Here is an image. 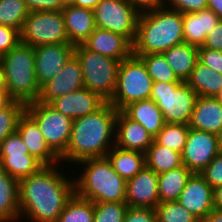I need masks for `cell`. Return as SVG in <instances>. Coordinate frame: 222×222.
I'll return each mask as SVG.
<instances>
[{"mask_svg": "<svg viewBox=\"0 0 222 222\" xmlns=\"http://www.w3.org/2000/svg\"><path fill=\"white\" fill-rule=\"evenodd\" d=\"M61 165L43 166L19 180L20 222H56L75 193V173L64 174L68 171H63L65 166Z\"/></svg>", "mask_w": 222, "mask_h": 222, "instance_id": "6da1fadb", "label": "cell"}, {"mask_svg": "<svg viewBox=\"0 0 222 222\" xmlns=\"http://www.w3.org/2000/svg\"><path fill=\"white\" fill-rule=\"evenodd\" d=\"M118 110L109 102L92 114L72 121L70 140L60 157L64 165L104 157L115 145V122ZM72 163V164H71Z\"/></svg>", "mask_w": 222, "mask_h": 222, "instance_id": "7a4b0ae2", "label": "cell"}, {"mask_svg": "<svg viewBox=\"0 0 222 222\" xmlns=\"http://www.w3.org/2000/svg\"><path fill=\"white\" fill-rule=\"evenodd\" d=\"M184 43L183 13L165 6L141 13L133 54L163 53Z\"/></svg>", "mask_w": 222, "mask_h": 222, "instance_id": "3957f363", "label": "cell"}, {"mask_svg": "<svg viewBox=\"0 0 222 222\" xmlns=\"http://www.w3.org/2000/svg\"><path fill=\"white\" fill-rule=\"evenodd\" d=\"M73 168L81 172L74 176L79 197L93 203L125 202L126 181L115 172L107 156L82 160Z\"/></svg>", "mask_w": 222, "mask_h": 222, "instance_id": "277c9868", "label": "cell"}, {"mask_svg": "<svg viewBox=\"0 0 222 222\" xmlns=\"http://www.w3.org/2000/svg\"><path fill=\"white\" fill-rule=\"evenodd\" d=\"M1 61L11 99L25 105L38 101L41 88L35 75L34 47L20 41Z\"/></svg>", "mask_w": 222, "mask_h": 222, "instance_id": "5b68a950", "label": "cell"}, {"mask_svg": "<svg viewBox=\"0 0 222 222\" xmlns=\"http://www.w3.org/2000/svg\"><path fill=\"white\" fill-rule=\"evenodd\" d=\"M74 55L81 64L84 87L98 94L106 102L114 95L121 61L75 45Z\"/></svg>", "mask_w": 222, "mask_h": 222, "instance_id": "8992f818", "label": "cell"}, {"mask_svg": "<svg viewBox=\"0 0 222 222\" xmlns=\"http://www.w3.org/2000/svg\"><path fill=\"white\" fill-rule=\"evenodd\" d=\"M153 80L143 61L135 55L121 61L114 95L109 101L118 111L132 102L150 98Z\"/></svg>", "mask_w": 222, "mask_h": 222, "instance_id": "52a82bcc", "label": "cell"}, {"mask_svg": "<svg viewBox=\"0 0 222 222\" xmlns=\"http://www.w3.org/2000/svg\"><path fill=\"white\" fill-rule=\"evenodd\" d=\"M198 95L183 81L153 82L150 98L161 109L165 123L189 124Z\"/></svg>", "mask_w": 222, "mask_h": 222, "instance_id": "ba28073f", "label": "cell"}, {"mask_svg": "<svg viewBox=\"0 0 222 222\" xmlns=\"http://www.w3.org/2000/svg\"><path fill=\"white\" fill-rule=\"evenodd\" d=\"M25 111L36 121L46 143L60 158L67 149L73 120L39 101L26 104Z\"/></svg>", "mask_w": 222, "mask_h": 222, "instance_id": "9c48e42d", "label": "cell"}, {"mask_svg": "<svg viewBox=\"0 0 222 222\" xmlns=\"http://www.w3.org/2000/svg\"><path fill=\"white\" fill-rule=\"evenodd\" d=\"M20 34L21 42L32 47L69 43L61 11L29 12Z\"/></svg>", "mask_w": 222, "mask_h": 222, "instance_id": "30bf717a", "label": "cell"}, {"mask_svg": "<svg viewBox=\"0 0 222 222\" xmlns=\"http://www.w3.org/2000/svg\"><path fill=\"white\" fill-rule=\"evenodd\" d=\"M93 14L97 28L122 34L134 42L140 13L128 0H102Z\"/></svg>", "mask_w": 222, "mask_h": 222, "instance_id": "8fae6325", "label": "cell"}, {"mask_svg": "<svg viewBox=\"0 0 222 222\" xmlns=\"http://www.w3.org/2000/svg\"><path fill=\"white\" fill-rule=\"evenodd\" d=\"M219 152L216 134L190 128L181 153L182 164L192 173H201Z\"/></svg>", "mask_w": 222, "mask_h": 222, "instance_id": "7c38bea8", "label": "cell"}, {"mask_svg": "<svg viewBox=\"0 0 222 222\" xmlns=\"http://www.w3.org/2000/svg\"><path fill=\"white\" fill-rule=\"evenodd\" d=\"M71 43L48 44L34 47L35 75L40 88L53 79L74 55Z\"/></svg>", "mask_w": 222, "mask_h": 222, "instance_id": "4fadbf2b", "label": "cell"}, {"mask_svg": "<svg viewBox=\"0 0 222 222\" xmlns=\"http://www.w3.org/2000/svg\"><path fill=\"white\" fill-rule=\"evenodd\" d=\"M83 87L81 64L77 57L73 55L56 76L41 87L38 101L50 104L54 99Z\"/></svg>", "mask_w": 222, "mask_h": 222, "instance_id": "5bb4252c", "label": "cell"}, {"mask_svg": "<svg viewBox=\"0 0 222 222\" xmlns=\"http://www.w3.org/2000/svg\"><path fill=\"white\" fill-rule=\"evenodd\" d=\"M177 201L202 221L214 209L213 188L200 173H192Z\"/></svg>", "mask_w": 222, "mask_h": 222, "instance_id": "9a60e30c", "label": "cell"}, {"mask_svg": "<svg viewBox=\"0 0 222 222\" xmlns=\"http://www.w3.org/2000/svg\"><path fill=\"white\" fill-rule=\"evenodd\" d=\"M125 203L131 207L155 209L159 204L158 174L145 166L135 177L126 181Z\"/></svg>", "mask_w": 222, "mask_h": 222, "instance_id": "2e32d148", "label": "cell"}, {"mask_svg": "<svg viewBox=\"0 0 222 222\" xmlns=\"http://www.w3.org/2000/svg\"><path fill=\"white\" fill-rule=\"evenodd\" d=\"M82 45L89 51L118 61L127 59L133 54V43L127 37L97 27Z\"/></svg>", "mask_w": 222, "mask_h": 222, "instance_id": "e0dca14e", "label": "cell"}, {"mask_svg": "<svg viewBox=\"0 0 222 222\" xmlns=\"http://www.w3.org/2000/svg\"><path fill=\"white\" fill-rule=\"evenodd\" d=\"M27 146L29 154L38 159L44 166L60 163V158L46 143L36 121L26 112L20 116L17 130Z\"/></svg>", "mask_w": 222, "mask_h": 222, "instance_id": "ac0fdd59", "label": "cell"}, {"mask_svg": "<svg viewBox=\"0 0 222 222\" xmlns=\"http://www.w3.org/2000/svg\"><path fill=\"white\" fill-rule=\"evenodd\" d=\"M105 103L106 101L98 94L83 87L65 96L54 99L50 105L63 115L74 120L96 112Z\"/></svg>", "mask_w": 222, "mask_h": 222, "instance_id": "d6986e66", "label": "cell"}, {"mask_svg": "<svg viewBox=\"0 0 222 222\" xmlns=\"http://www.w3.org/2000/svg\"><path fill=\"white\" fill-rule=\"evenodd\" d=\"M153 140L140 123L131 120L122 111H118L115 122L116 147L145 153Z\"/></svg>", "mask_w": 222, "mask_h": 222, "instance_id": "ffe728a7", "label": "cell"}, {"mask_svg": "<svg viewBox=\"0 0 222 222\" xmlns=\"http://www.w3.org/2000/svg\"><path fill=\"white\" fill-rule=\"evenodd\" d=\"M69 43L82 44L95 30L93 10L66 4L61 10Z\"/></svg>", "mask_w": 222, "mask_h": 222, "instance_id": "44dd1931", "label": "cell"}, {"mask_svg": "<svg viewBox=\"0 0 222 222\" xmlns=\"http://www.w3.org/2000/svg\"><path fill=\"white\" fill-rule=\"evenodd\" d=\"M188 125L217 135L222 126V103L215 97L198 96Z\"/></svg>", "mask_w": 222, "mask_h": 222, "instance_id": "7402d4cb", "label": "cell"}, {"mask_svg": "<svg viewBox=\"0 0 222 222\" xmlns=\"http://www.w3.org/2000/svg\"><path fill=\"white\" fill-rule=\"evenodd\" d=\"M219 21V17L208 8L198 12L183 13L184 43L202 47L206 36Z\"/></svg>", "mask_w": 222, "mask_h": 222, "instance_id": "603a6c76", "label": "cell"}, {"mask_svg": "<svg viewBox=\"0 0 222 222\" xmlns=\"http://www.w3.org/2000/svg\"><path fill=\"white\" fill-rule=\"evenodd\" d=\"M121 111L131 120L140 123L153 139L164 127L162 111L151 99L132 102Z\"/></svg>", "mask_w": 222, "mask_h": 222, "instance_id": "cb8c5ba5", "label": "cell"}, {"mask_svg": "<svg viewBox=\"0 0 222 222\" xmlns=\"http://www.w3.org/2000/svg\"><path fill=\"white\" fill-rule=\"evenodd\" d=\"M0 222H20L19 181L0 167Z\"/></svg>", "mask_w": 222, "mask_h": 222, "instance_id": "d4e9b609", "label": "cell"}, {"mask_svg": "<svg viewBox=\"0 0 222 222\" xmlns=\"http://www.w3.org/2000/svg\"><path fill=\"white\" fill-rule=\"evenodd\" d=\"M162 54L177 78L186 82L198 61V47L182 43L172 46Z\"/></svg>", "mask_w": 222, "mask_h": 222, "instance_id": "484cf974", "label": "cell"}, {"mask_svg": "<svg viewBox=\"0 0 222 222\" xmlns=\"http://www.w3.org/2000/svg\"><path fill=\"white\" fill-rule=\"evenodd\" d=\"M106 156L115 172L125 181L135 177L145 167V154L139 151L124 150L114 145Z\"/></svg>", "mask_w": 222, "mask_h": 222, "instance_id": "4316f807", "label": "cell"}, {"mask_svg": "<svg viewBox=\"0 0 222 222\" xmlns=\"http://www.w3.org/2000/svg\"><path fill=\"white\" fill-rule=\"evenodd\" d=\"M186 83L198 96L215 97L222 88V74L197 61Z\"/></svg>", "mask_w": 222, "mask_h": 222, "instance_id": "83f0119b", "label": "cell"}, {"mask_svg": "<svg viewBox=\"0 0 222 222\" xmlns=\"http://www.w3.org/2000/svg\"><path fill=\"white\" fill-rule=\"evenodd\" d=\"M192 172L184 165L158 175L159 203L177 201Z\"/></svg>", "mask_w": 222, "mask_h": 222, "instance_id": "f1b7e54d", "label": "cell"}, {"mask_svg": "<svg viewBox=\"0 0 222 222\" xmlns=\"http://www.w3.org/2000/svg\"><path fill=\"white\" fill-rule=\"evenodd\" d=\"M144 154L145 166L158 175L183 165L181 152L159 145L155 140Z\"/></svg>", "mask_w": 222, "mask_h": 222, "instance_id": "f546056e", "label": "cell"}, {"mask_svg": "<svg viewBox=\"0 0 222 222\" xmlns=\"http://www.w3.org/2000/svg\"><path fill=\"white\" fill-rule=\"evenodd\" d=\"M44 165L30 154L0 156V167L18 181L37 173Z\"/></svg>", "mask_w": 222, "mask_h": 222, "instance_id": "4dcf8cb0", "label": "cell"}, {"mask_svg": "<svg viewBox=\"0 0 222 222\" xmlns=\"http://www.w3.org/2000/svg\"><path fill=\"white\" fill-rule=\"evenodd\" d=\"M93 217L94 203L74 193L56 222H93Z\"/></svg>", "mask_w": 222, "mask_h": 222, "instance_id": "1f68e13d", "label": "cell"}, {"mask_svg": "<svg viewBox=\"0 0 222 222\" xmlns=\"http://www.w3.org/2000/svg\"><path fill=\"white\" fill-rule=\"evenodd\" d=\"M138 56L146 66L153 82H179L173 69L167 63L162 53L133 54Z\"/></svg>", "mask_w": 222, "mask_h": 222, "instance_id": "d6a6232c", "label": "cell"}, {"mask_svg": "<svg viewBox=\"0 0 222 222\" xmlns=\"http://www.w3.org/2000/svg\"><path fill=\"white\" fill-rule=\"evenodd\" d=\"M29 11L23 0H0V24L21 32Z\"/></svg>", "mask_w": 222, "mask_h": 222, "instance_id": "836d02e7", "label": "cell"}, {"mask_svg": "<svg viewBox=\"0 0 222 222\" xmlns=\"http://www.w3.org/2000/svg\"><path fill=\"white\" fill-rule=\"evenodd\" d=\"M189 129L188 124L165 123L154 140L159 145L182 153Z\"/></svg>", "mask_w": 222, "mask_h": 222, "instance_id": "e575fe53", "label": "cell"}, {"mask_svg": "<svg viewBox=\"0 0 222 222\" xmlns=\"http://www.w3.org/2000/svg\"><path fill=\"white\" fill-rule=\"evenodd\" d=\"M155 213L157 222H201L178 201L159 203Z\"/></svg>", "mask_w": 222, "mask_h": 222, "instance_id": "d590c367", "label": "cell"}, {"mask_svg": "<svg viewBox=\"0 0 222 222\" xmlns=\"http://www.w3.org/2000/svg\"><path fill=\"white\" fill-rule=\"evenodd\" d=\"M26 105L12 100L6 107L0 109V143L10 134L16 132L20 116Z\"/></svg>", "mask_w": 222, "mask_h": 222, "instance_id": "8d00e7d4", "label": "cell"}, {"mask_svg": "<svg viewBox=\"0 0 222 222\" xmlns=\"http://www.w3.org/2000/svg\"><path fill=\"white\" fill-rule=\"evenodd\" d=\"M127 207L125 202L94 203L93 222H123Z\"/></svg>", "mask_w": 222, "mask_h": 222, "instance_id": "74e56055", "label": "cell"}, {"mask_svg": "<svg viewBox=\"0 0 222 222\" xmlns=\"http://www.w3.org/2000/svg\"><path fill=\"white\" fill-rule=\"evenodd\" d=\"M17 154H29V151L21 136L16 131L8 135L0 143V156H11Z\"/></svg>", "mask_w": 222, "mask_h": 222, "instance_id": "f35d334b", "label": "cell"}, {"mask_svg": "<svg viewBox=\"0 0 222 222\" xmlns=\"http://www.w3.org/2000/svg\"><path fill=\"white\" fill-rule=\"evenodd\" d=\"M205 181L214 189L222 185V152H219L215 158L200 173Z\"/></svg>", "mask_w": 222, "mask_h": 222, "instance_id": "ab89813d", "label": "cell"}, {"mask_svg": "<svg viewBox=\"0 0 222 222\" xmlns=\"http://www.w3.org/2000/svg\"><path fill=\"white\" fill-rule=\"evenodd\" d=\"M164 6L181 13H193L207 9V0H164Z\"/></svg>", "mask_w": 222, "mask_h": 222, "instance_id": "60d3db41", "label": "cell"}, {"mask_svg": "<svg viewBox=\"0 0 222 222\" xmlns=\"http://www.w3.org/2000/svg\"><path fill=\"white\" fill-rule=\"evenodd\" d=\"M21 41L20 31L0 24V55L3 56Z\"/></svg>", "mask_w": 222, "mask_h": 222, "instance_id": "b9f144b4", "label": "cell"}, {"mask_svg": "<svg viewBox=\"0 0 222 222\" xmlns=\"http://www.w3.org/2000/svg\"><path fill=\"white\" fill-rule=\"evenodd\" d=\"M198 61L222 74V51L198 47Z\"/></svg>", "mask_w": 222, "mask_h": 222, "instance_id": "7bdbcfd3", "label": "cell"}, {"mask_svg": "<svg viewBox=\"0 0 222 222\" xmlns=\"http://www.w3.org/2000/svg\"><path fill=\"white\" fill-rule=\"evenodd\" d=\"M123 222H157L155 209L128 206Z\"/></svg>", "mask_w": 222, "mask_h": 222, "instance_id": "ee69618b", "label": "cell"}, {"mask_svg": "<svg viewBox=\"0 0 222 222\" xmlns=\"http://www.w3.org/2000/svg\"><path fill=\"white\" fill-rule=\"evenodd\" d=\"M29 12L61 11L65 7L63 0H23Z\"/></svg>", "mask_w": 222, "mask_h": 222, "instance_id": "f6af8a7d", "label": "cell"}, {"mask_svg": "<svg viewBox=\"0 0 222 222\" xmlns=\"http://www.w3.org/2000/svg\"><path fill=\"white\" fill-rule=\"evenodd\" d=\"M202 47L222 51V20L206 36Z\"/></svg>", "mask_w": 222, "mask_h": 222, "instance_id": "bcb514c9", "label": "cell"}, {"mask_svg": "<svg viewBox=\"0 0 222 222\" xmlns=\"http://www.w3.org/2000/svg\"><path fill=\"white\" fill-rule=\"evenodd\" d=\"M130 4L141 14L153 11L164 6V0H128Z\"/></svg>", "mask_w": 222, "mask_h": 222, "instance_id": "7dc6e473", "label": "cell"}, {"mask_svg": "<svg viewBox=\"0 0 222 222\" xmlns=\"http://www.w3.org/2000/svg\"><path fill=\"white\" fill-rule=\"evenodd\" d=\"M207 8L212 10L222 20V0H207Z\"/></svg>", "mask_w": 222, "mask_h": 222, "instance_id": "c3c4849f", "label": "cell"}, {"mask_svg": "<svg viewBox=\"0 0 222 222\" xmlns=\"http://www.w3.org/2000/svg\"><path fill=\"white\" fill-rule=\"evenodd\" d=\"M213 205L215 209L222 210V185L213 189Z\"/></svg>", "mask_w": 222, "mask_h": 222, "instance_id": "681fc988", "label": "cell"}, {"mask_svg": "<svg viewBox=\"0 0 222 222\" xmlns=\"http://www.w3.org/2000/svg\"><path fill=\"white\" fill-rule=\"evenodd\" d=\"M100 1L102 0H74L72 4L77 7L93 10Z\"/></svg>", "mask_w": 222, "mask_h": 222, "instance_id": "f907efd6", "label": "cell"}, {"mask_svg": "<svg viewBox=\"0 0 222 222\" xmlns=\"http://www.w3.org/2000/svg\"><path fill=\"white\" fill-rule=\"evenodd\" d=\"M201 222H222V210L214 208Z\"/></svg>", "mask_w": 222, "mask_h": 222, "instance_id": "816d5d0a", "label": "cell"}, {"mask_svg": "<svg viewBox=\"0 0 222 222\" xmlns=\"http://www.w3.org/2000/svg\"><path fill=\"white\" fill-rule=\"evenodd\" d=\"M11 101L8 92H0V109L6 107Z\"/></svg>", "mask_w": 222, "mask_h": 222, "instance_id": "f5cc1de1", "label": "cell"}, {"mask_svg": "<svg viewBox=\"0 0 222 222\" xmlns=\"http://www.w3.org/2000/svg\"><path fill=\"white\" fill-rule=\"evenodd\" d=\"M0 92H7L2 61H0Z\"/></svg>", "mask_w": 222, "mask_h": 222, "instance_id": "db71d44e", "label": "cell"}, {"mask_svg": "<svg viewBox=\"0 0 222 222\" xmlns=\"http://www.w3.org/2000/svg\"><path fill=\"white\" fill-rule=\"evenodd\" d=\"M217 136H218L219 149H220V152H222V126Z\"/></svg>", "mask_w": 222, "mask_h": 222, "instance_id": "11a10c76", "label": "cell"}, {"mask_svg": "<svg viewBox=\"0 0 222 222\" xmlns=\"http://www.w3.org/2000/svg\"><path fill=\"white\" fill-rule=\"evenodd\" d=\"M215 98L222 103V88L220 89L219 93L215 96Z\"/></svg>", "mask_w": 222, "mask_h": 222, "instance_id": "9f6ffc18", "label": "cell"}, {"mask_svg": "<svg viewBox=\"0 0 222 222\" xmlns=\"http://www.w3.org/2000/svg\"><path fill=\"white\" fill-rule=\"evenodd\" d=\"M73 1H74V0H63V2L65 3V5H66V4H72Z\"/></svg>", "mask_w": 222, "mask_h": 222, "instance_id": "6f0895ef", "label": "cell"}]
</instances>
